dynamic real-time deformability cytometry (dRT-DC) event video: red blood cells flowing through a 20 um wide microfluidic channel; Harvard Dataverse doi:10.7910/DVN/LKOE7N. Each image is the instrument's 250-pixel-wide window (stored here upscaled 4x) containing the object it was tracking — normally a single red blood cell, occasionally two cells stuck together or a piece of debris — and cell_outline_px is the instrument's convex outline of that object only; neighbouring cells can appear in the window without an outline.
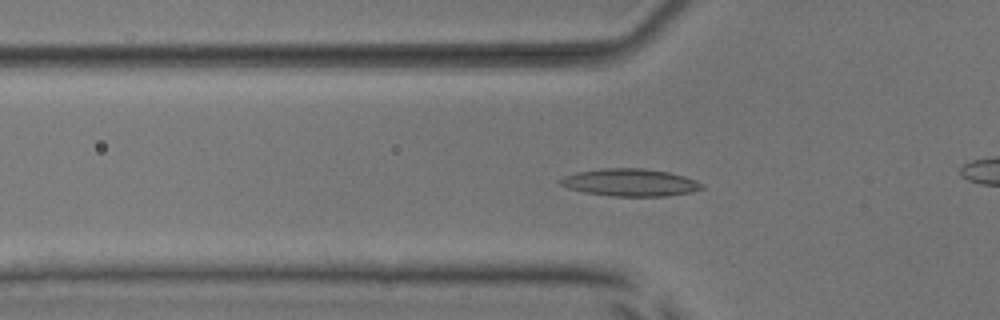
{"species": "common noctule bat (a hibernating species)", "species_latin": "Nyctalus noctula", "temperature_condition": "room temperature", "stored_images_in_passage": 42, "camera_frame_rate_fps": 3000, "um_per_image_px": 0.085, "animal": {"sex": "male", "body_mass_g": 17.9, "forearm_length_mm": 54.2}, "frame": {"image": 1, "passage_image": 6, "time_ms": 1.667, "image_size_px": [1000, 320], "cell_outline_px": [[704, 188], [692, 192], [668, 196], [612, 196], [584, 192], [568, 188], [560, 184], [556, 180], [564, 176], [576, 172], [604, 168], [644, 168], [668, 172], [684, 176], [704, 184]], "centroid_in_image_um": [53.55, 15.51], "position_along_channel_um": 72.2, "area_um2": 22.72}}
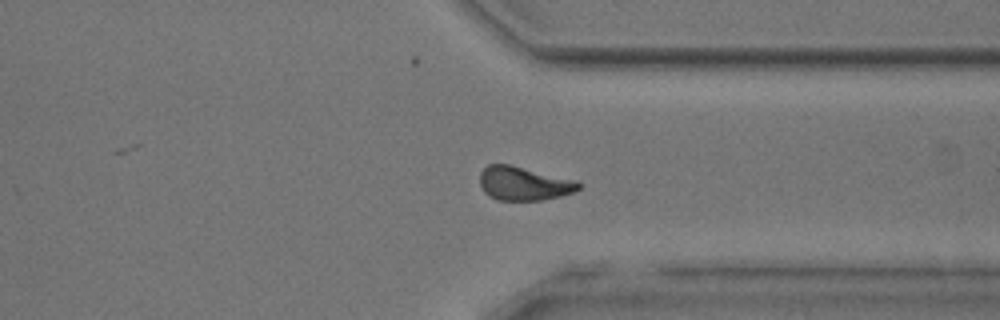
{"frame": {"image": 2, "passage_image": 29, "time_ms": 9.333, "image_size_px": [1000, 320], "cell_outline_px": [[584, 184], [576, 192], [544, 200], [496, 200], [488, 196], [484, 192], [480, 184], [480, 172], [488, 164], [508, 164], [576, 180]], "centroid_in_image_um": [44.54, 15.61], "position_along_channel_um": 366.9, "area_um2": 19.59}}
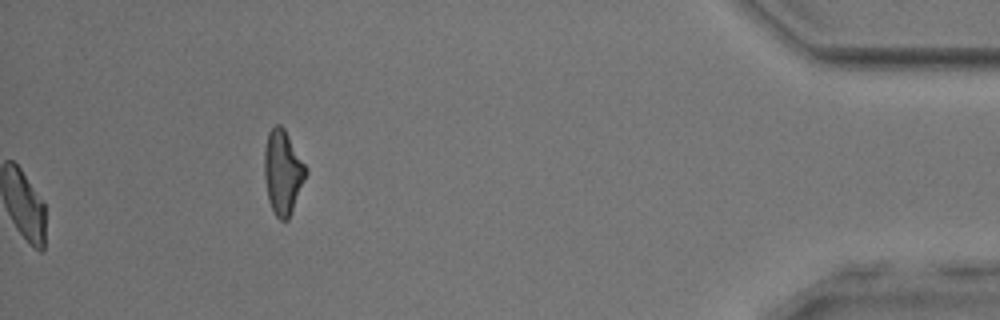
{"frame": {"image": 3, "passage_image": 42, "time_ms": 13.667, "image_size_px": [1000, 320], "cell_outline_px": [[308, 172], [288, 220], [280, 220], [276, 216], [268, 200], [264, 176], [264, 148], [268, 132], [276, 124], [280, 124], [284, 128], [308, 168]], "centroid_in_image_um": [24.04, 14.61], "position_along_channel_um": 411.2, "area_um2": 20.46}, "authors_computed_cell_mechanics": {"area_um2": 19.5653, "velocity_mm_per_s": 3.8419, "shape_relaxation_time_tau1_ms": 6.1188, "shape_relaxation_time_tau2_ms": 3.8835, "deformation_change_tau1": 0.1472, "deformation_change_tau2": 0.103}}